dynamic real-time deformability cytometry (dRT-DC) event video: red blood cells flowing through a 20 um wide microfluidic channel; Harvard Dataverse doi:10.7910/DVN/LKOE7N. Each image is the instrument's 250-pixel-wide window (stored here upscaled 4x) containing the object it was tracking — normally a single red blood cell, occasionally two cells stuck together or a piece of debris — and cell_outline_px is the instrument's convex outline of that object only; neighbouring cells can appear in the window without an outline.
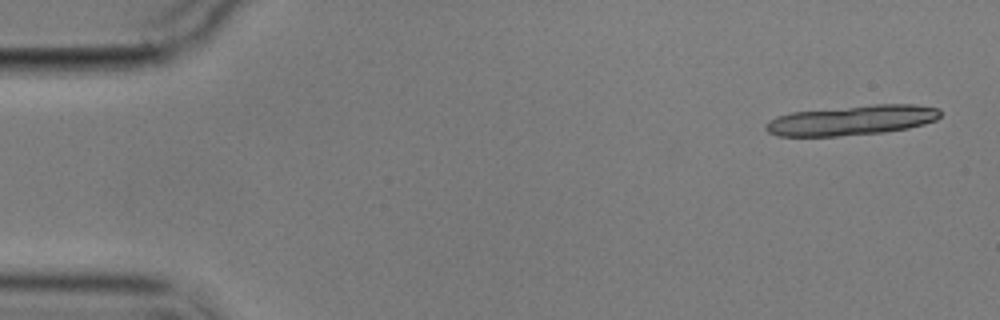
{"species": "common noctule bat (a hibernating species)", "species_latin": "Nyctalus noctula", "temperature_condition": "cold", "stored_images_in_passage": 6, "segment_of_instrument_passage": [1, 2], "camera_frame_rate_fps": 3000, "um_per_image_px": 0.085, "animal": {"sex": "male", "body_mass_g": 17.9}, "frame": {"image": 1, "passage_image": 1, "time_ms": 0.0, "image_size_px": [1000, 320], "cell_outline_px": [[940, 116], [936, 120], [924, 124], [908, 128], [884, 132], [836, 136], [776, 136], [768, 132], [764, 128], [764, 124], [768, 120], [776, 116], [792, 112], [872, 104], [916, 104], [940, 108]], "centroid_in_image_um": [72.39, 10.21], "position_along_channel_um": 12.6, "area_um2": 30.63}}